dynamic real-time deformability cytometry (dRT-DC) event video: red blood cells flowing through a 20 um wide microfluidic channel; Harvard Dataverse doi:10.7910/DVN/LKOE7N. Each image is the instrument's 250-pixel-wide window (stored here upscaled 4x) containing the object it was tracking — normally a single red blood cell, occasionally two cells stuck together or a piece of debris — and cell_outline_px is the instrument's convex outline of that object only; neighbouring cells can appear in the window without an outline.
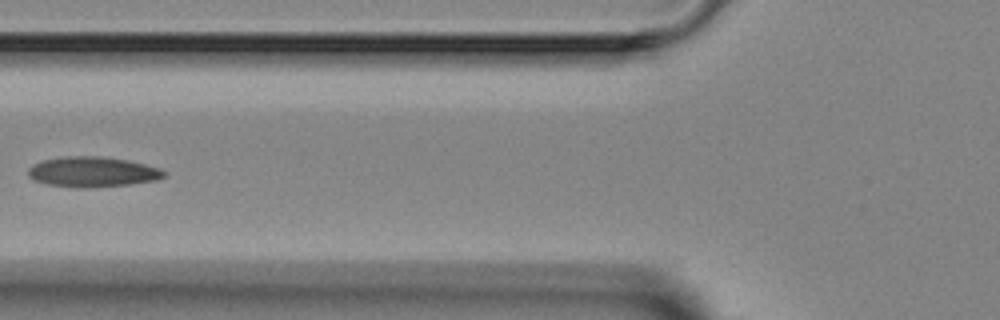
{"species": "Egyptian fruit bat (a non-hibernating species)", "species_latin": "Rousettus aegyptiacus", "temperature_condition": "room temperature", "stored_images_in_passage": 6, "camera_frame_rate_fps": 3000, "um_per_image_px": 0.085, "animal": {"sex": "female"}, "frame": {"image": 1, "passage_image": 6, "time_ms": 6.0, "image_size_px": [1000, 320], "cell_outline_px": [[164, 176], [156, 180], [128, 184], [88, 188], [80, 188], [48, 184], [32, 180], [28, 176], [28, 168], [44, 160], [64, 156], [100, 156], [124, 160], [144, 164], [160, 168], [164, 172]], "centroid_in_image_um": [7.83, 14.61], "position_along_channel_um": 118.0, "area_um2": 23.64}}